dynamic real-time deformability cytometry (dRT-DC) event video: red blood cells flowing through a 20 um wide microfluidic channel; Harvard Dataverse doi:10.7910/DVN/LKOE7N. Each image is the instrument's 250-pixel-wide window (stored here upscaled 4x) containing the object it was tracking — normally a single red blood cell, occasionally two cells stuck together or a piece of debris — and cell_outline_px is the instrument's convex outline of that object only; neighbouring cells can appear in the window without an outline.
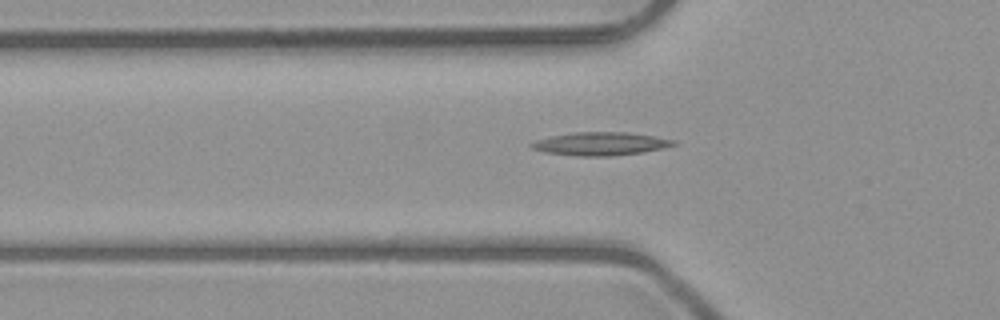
{"species": "common noctule bat (a hibernating species)", "species_latin": "Nyctalus noctula", "temperature_condition": "room temperature", "stored_images_in_passage": 41, "camera_frame_rate_fps": 3000, "um_per_image_px": 0.085, "animal": {"sex": "male", "body_mass_g": 23.1, "forearm_length_mm": 52.7}, "frame": {"image": 1, "passage_image": 9, "time_ms": 2.667, "image_size_px": [1000, 320], "cell_outline_px": [[676, 144], [660, 148], [640, 152], [612, 156], [576, 156], [544, 152], [532, 148], [528, 144], [536, 140], [552, 136], [572, 132], [628, 132], [656, 136], [676, 140]], "centroid_in_image_um": [51.01, 12.21], "position_along_channel_um": 74.8, "area_um2": 19.13}}
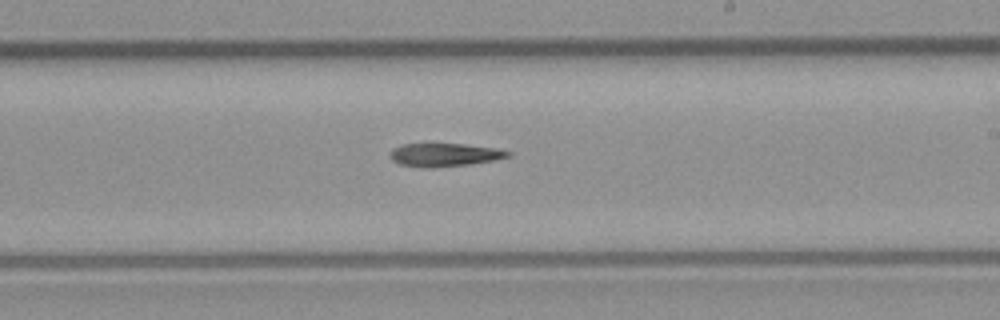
{"frame": {"image": 2, "passage_image": 22, "time_ms": 7.0, "image_size_px": [1000, 320], "cell_outline_px": [[512, 156], [492, 160], [468, 164], [432, 168], [400, 164], [392, 160], [392, 148], [400, 144], [464, 144], [500, 148], [512, 152]], "centroid_in_image_um": [37.84, 13.15], "position_along_channel_um": 251.2, "area_um2": 15.84}}
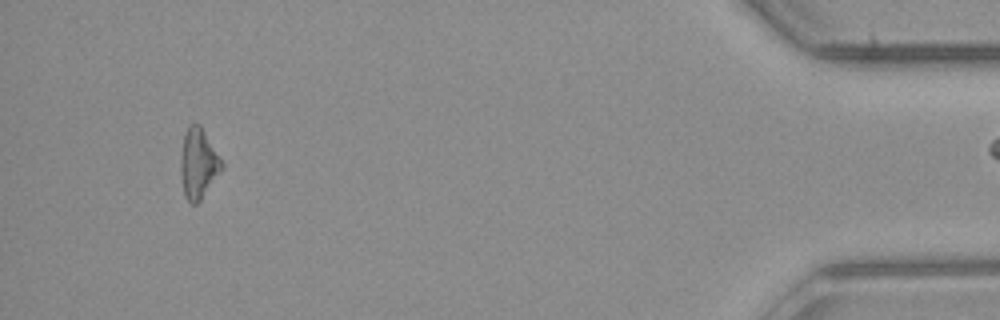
{"frame": {"image": 3, "passage_image": 40, "time_ms": 13.0, "image_size_px": [1000, 320], "cell_outline_px": [[224, 164], [200, 200], [196, 204], [192, 204], [184, 196], [180, 172], [180, 156], [184, 136], [188, 124], [200, 124], [220, 156]], "centroid_in_image_um": [16.83, 13.87], "position_along_channel_um": 418.4, "area_um2": 16.59}}